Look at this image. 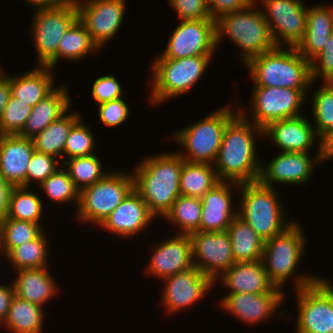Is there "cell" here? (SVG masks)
Here are the masks:
<instances>
[{"instance_id": "obj_10", "label": "cell", "mask_w": 333, "mask_h": 333, "mask_svg": "<svg viewBox=\"0 0 333 333\" xmlns=\"http://www.w3.org/2000/svg\"><path fill=\"white\" fill-rule=\"evenodd\" d=\"M31 35L36 49L37 65L52 69L57 66L59 40L79 19L75 0H65L51 10L33 12Z\"/></svg>"}, {"instance_id": "obj_49", "label": "cell", "mask_w": 333, "mask_h": 333, "mask_svg": "<svg viewBox=\"0 0 333 333\" xmlns=\"http://www.w3.org/2000/svg\"><path fill=\"white\" fill-rule=\"evenodd\" d=\"M254 0H206L211 18L215 21L220 16L246 9Z\"/></svg>"}, {"instance_id": "obj_7", "label": "cell", "mask_w": 333, "mask_h": 333, "mask_svg": "<svg viewBox=\"0 0 333 333\" xmlns=\"http://www.w3.org/2000/svg\"><path fill=\"white\" fill-rule=\"evenodd\" d=\"M213 56H191L180 59L154 58L149 80V102L154 106L186 94L207 71ZM163 102V103H162Z\"/></svg>"}, {"instance_id": "obj_36", "label": "cell", "mask_w": 333, "mask_h": 333, "mask_svg": "<svg viewBox=\"0 0 333 333\" xmlns=\"http://www.w3.org/2000/svg\"><path fill=\"white\" fill-rule=\"evenodd\" d=\"M201 213V198L180 195L163 219L170 222L174 229L177 227L178 234L190 235L200 231Z\"/></svg>"}, {"instance_id": "obj_20", "label": "cell", "mask_w": 333, "mask_h": 333, "mask_svg": "<svg viewBox=\"0 0 333 333\" xmlns=\"http://www.w3.org/2000/svg\"><path fill=\"white\" fill-rule=\"evenodd\" d=\"M161 242L154 246L144 269L148 275L163 280L193 267L190 235L176 232L174 236Z\"/></svg>"}, {"instance_id": "obj_33", "label": "cell", "mask_w": 333, "mask_h": 333, "mask_svg": "<svg viewBox=\"0 0 333 333\" xmlns=\"http://www.w3.org/2000/svg\"><path fill=\"white\" fill-rule=\"evenodd\" d=\"M220 182L213 164L184 161L180 175V194L202 198Z\"/></svg>"}, {"instance_id": "obj_35", "label": "cell", "mask_w": 333, "mask_h": 333, "mask_svg": "<svg viewBox=\"0 0 333 333\" xmlns=\"http://www.w3.org/2000/svg\"><path fill=\"white\" fill-rule=\"evenodd\" d=\"M47 234L43 231L36 239L13 247L4 257L15 271L48 267L49 248Z\"/></svg>"}, {"instance_id": "obj_41", "label": "cell", "mask_w": 333, "mask_h": 333, "mask_svg": "<svg viewBox=\"0 0 333 333\" xmlns=\"http://www.w3.org/2000/svg\"><path fill=\"white\" fill-rule=\"evenodd\" d=\"M39 186L49 200L56 203V205L58 203L61 205L62 203H70L74 204L76 208L78 207L80 191L75 187L74 182L71 180L67 170L63 166Z\"/></svg>"}, {"instance_id": "obj_52", "label": "cell", "mask_w": 333, "mask_h": 333, "mask_svg": "<svg viewBox=\"0 0 333 333\" xmlns=\"http://www.w3.org/2000/svg\"><path fill=\"white\" fill-rule=\"evenodd\" d=\"M319 155L321 163L329 159L333 160V129H330L320 138Z\"/></svg>"}, {"instance_id": "obj_6", "label": "cell", "mask_w": 333, "mask_h": 333, "mask_svg": "<svg viewBox=\"0 0 333 333\" xmlns=\"http://www.w3.org/2000/svg\"><path fill=\"white\" fill-rule=\"evenodd\" d=\"M277 190L259 181L239 184L238 217L265 241L283 233L295 222L286 220L283 197Z\"/></svg>"}, {"instance_id": "obj_8", "label": "cell", "mask_w": 333, "mask_h": 333, "mask_svg": "<svg viewBox=\"0 0 333 333\" xmlns=\"http://www.w3.org/2000/svg\"><path fill=\"white\" fill-rule=\"evenodd\" d=\"M211 113L200 121L198 120L173 133L174 140L172 141H176L183 148L182 151L179 150L177 153L185 161L214 164L222 144L226 125L239 112L237 104L236 106H229L228 104L223 107L220 106Z\"/></svg>"}, {"instance_id": "obj_21", "label": "cell", "mask_w": 333, "mask_h": 333, "mask_svg": "<svg viewBox=\"0 0 333 333\" xmlns=\"http://www.w3.org/2000/svg\"><path fill=\"white\" fill-rule=\"evenodd\" d=\"M312 123L304 114L275 121L263 129V138L273 141L280 152L309 153L314 144L320 150V138Z\"/></svg>"}, {"instance_id": "obj_15", "label": "cell", "mask_w": 333, "mask_h": 333, "mask_svg": "<svg viewBox=\"0 0 333 333\" xmlns=\"http://www.w3.org/2000/svg\"><path fill=\"white\" fill-rule=\"evenodd\" d=\"M285 295V291L276 286L271 291L261 294L226 293L221 297L219 307L232 314L230 316L234 315L240 322L256 326L258 322L260 324L269 321L274 317L273 314H279V318L282 319L283 315H287L285 310L278 311L286 298Z\"/></svg>"}, {"instance_id": "obj_22", "label": "cell", "mask_w": 333, "mask_h": 333, "mask_svg": "<svg viewBox=\"0 0 333 333\" xmlns=\"http://www.w3.org/2000/svg\"><path fill=\"white\" fill-rule=\"evenodd\" d=\"M155 218L142 197L133 189L98 227L123 239L133 238L146 231Z\"/></svg>"}, {"instance_id": "obj_53", "label": "cell", "mask_w": 333, "mask_h": 333, "mask_svg": "<svg viewBox=\"0 0 333 333\" xmlns=\"http://www.w3.org/2000/svg\"><path fill=\"white\" fill-rule=\"evenodd\" d=\"M11 95L10 78L5 71L0 74V118Z\"/></svg>"}, {"instance_id": "obj_27", "label": "cell", "mask_w": 333, "mask_h": 333, "mask_svg": "<svg viewBox=\"0 0 333 333\" xmlns=\"http://www.w3.org/2000/svg\"><path fill=\"white\" fill-rule=\"evenodd\" d=\"M333 33V5L308 7L305 36L297 45L298 52L311 62L323 49Z\"/></svg>"}, {"instance_id": "obj_39", "label": "cell", "mask_w": 333, "mask_h": 333, "mask_svg": "<svg viewBox=\"0 0 333 333\" xmlns=\"http://www.w3.org/2000/svg\"><path fill=\"white\" fill-rule=\"evenodd\" d=\"M41 224L12 218L0 220V252L5 256L13 247L36 239L43 231Z\"/></svg>"}, {"instance_id": "obj_2", "label": "cell", "mask_w": 333, "mask_h": 333, "mask_svg": "<svg viewBox=\"0 0 333 333\" xmlns=\"http://www.w3.org/2000/svg\"><path fill=\"white\" fill-rule=\"evenodd\" d=\"M144 158L132 170L134 190L151 213L162 219L181 195L180 175L185 160L174 150Z\"/></svg>"}, {"instance_id": "obj_11", "label": "cell", "mask_w": 333, "mask_h": 333, "mask_svg": "<svg viewBox=\"0 0 333 333\" xmlns=\"http://www.w3.org/2000/svg\"><path fill=\"white\" fill-rule=\"evenodd\" d=\"M309 90L253 86L251 117L248 118L240 103L238 112L263 130L272 122L302 115L301 108L306 103Z\"/></svg>"}, {"instance_id": "obj_19", "label": "cell", "mask_w": 333, "mask_h": 333, "mask_svg": "<svg viewBox=\"0 0 333 333\" xmlns=\"http://www.w3.org/2000/svg\"><path fill=\"white\" fill-rule=\"evenodd\" d=\"M164 282V289L161 295V304L164 305L166 313L176 312L191 308L195 303L204 299L205 295L211 292L214 282L202 273L196 266L185 271L167 277ZM190 306V307H189Z\"/></svg>"}, {"instance_id": "obj_28", "label": "cell", "mask_w": 333, "mask_h": 333, "mask_svg": "<svg viewBox=\"0 0 333 333\" xmlns=\"http://www.w3.org/2000/svg\"><path fill=\"white\" fill-rule=\"evenodd\" d=\"M53 72L50 67L37 65L22 75H7L11 95L34 107L58 86Z\"/></svg>"}, {"instance_id": "obj_1", "label": "cell", "mask_w": 333, "mask_h": 333, "mask_svg": "<svg viewBox=\"0 0 333 333\" xmlns=\"http://www.w3.org/2000/svg\"><path fill=\"white\" fill-rule=\"evenodd\" d=\"M263 130L238 113L223 133L214 168L220 181L248 183L258 181L261 159L258 158L257 136Z\"/></svg>"}, {"instance_id": "obj_16", "label": "cell", "mask_w": 333, "mask_h": 333, "mask_svg": "<svg viewBox=\"0 0 333 333\" xmlns=\"http://www.w3.org/2000/svg\"><path fill=\"white\" fill-rule=\"evenodd\" d=\"M193 266L215 282L236 261L227 231L190 234Z\"/></svg>"}, {"instance_id": "obj_13", "label": "cell", "mask_w": 333, "mask_h": 333, "mask_svg": "<svg viewBox=\"0 0 333 333\" xmlns=\"http://www.w3.org/2000/svg\"><path fill=\"white\" fill-rule=\"evenodd\" d=\"M258 2L257 0H254ZM277 47H297L305 36L308 7L302 0H259Z\"/></svg>"}, {"instance_id": "obj_31", "label": "cell", "mask_w": 333, "mask_h": 333, "mask_svg": "<svg viewBox=\"0 0 333 333\" xmlns=\"http://www.w3.org/2000/svg\"><path fill=\"white\" fill-rule=\"evenodd\" d=\"M226 231L236 262L262 260L265 240L240 217H235Z\"/></svg>"}, {"instance_id": "obj_40", "label": "cell", "mask_w": 333, "mask_h": 333, "mask_svg": "<svg viewBox=\"0 0 333 333\" xmlns=\"http://www.w3.org/2000/svg\"><path fill=\"white\" fill-rule=\"evenodd\" d=\"M311 93L313 127L319 138L333 129V82H323Z\"/></svg>"}, {"instance_id": "obj_38", "label": "cell", "mask_w": 333, "mask_h": 333, "mask_svg": "<svg viewBox=\"0 0 333 333\" xmlns=\"http://www.w3.org/2000/svg\"><path fill=\"white\" fill-rule=\"evenodd\" d=\"M99 157L95 153L90 156L70 158L62 164L79 191L96 183L110 172L104 170Z\"/></svg>"}, {"instance_id": "obj_4", "label": "cell", "mask_w": 333, "mask_h": 333, "mask_svg": "<svg viewBox=\"0 0 333 333\" xmlns=\"http://www.w3.org/2000/svg\"><path fill=\"white\" fill-rule=\"evenodd\" d=\"M253 2L246 9L225 14L215 20L216 47L229 38L240 48V61L245 66L252 58L273 51L275 45L268 22Z\"/></svg>"}, {"instance_id": "obj_5", "label": "cell", "mask_w": 333, "mask_h": 333, "mask_svg": "<svg viewBox=\"0 0 333 333\" xmlns=\"http://www.w3.org/2000/svg\"><path fill=\"white\" fill-rule=\"evenodd\" d=\"M254 86L310 89V62L296 47H276L252 58L246 65Z\"/></svg>"}, {"instance_id": "obj_32", "label": "cell", "mask_w": 333, "mask_h": 333, "mask_svg": "<svg viewBox=\"0 0 333 333\" xmlns=\"http://www.w3.org/2000/svg\"><path fill=\"white\" fill-rule=\"evenodd\" d=\"M44 307L15 295L4 322L0 325L9 333H42L46 317Z\"/></svg>"}, {"instance_id": "obj_3", "label": "cell", "mask_w": 333, "mask_h": 333, "mask_svg": "<svg viewBox=\"0 0 333 333\" xmlns=\"http://www.w3.org/2000/svg\"><path fill=\"white\" fill-rule=\"evenodd\" d=\"M303 231L300 224L295 221L283 233L265 241L262 263L269 280L282 290L287 281L293 277H296L292 280L295 285L294 290L310 286L320 278L311 273L294 274L305 254L307 239Z\"/></svg>"}, {"instance_id": "obj_37", "label": "cell", "mask_w": 333, "mask_h": 333, "mask_svg": "<svg viewBox=\"0 0 333 333\" xmlns=\"http://www.w3.org/2000/svg\"><path fill=\"white\" fill-rule=\"evenodd\" d=\"M44 202L30 187H14L10 197L9 213L5 218L42 224Z\"/></svg>"}, {"instance_id": "obj_51", "label": "cell", "mask_w": 333, "mask_h": 333, "mask_svg": "<svg viewBox=\"0 0 333 333\" xmlns=\"http://www.w3.org/2000/svg\"><path fill=\"white\" fill-rule=\"evenodd\" d=\"M13 189L14 186L9 184L0 174V220L8 216Z\"/></svg>"}, {"instance_id": "obj_44", "label": "cell", "mask_w": 333, "mask_h": 333, "mask_svg": "<svg viewBox=\"0 0 333 333\" xmlns=\"http://www.w3.org/2000/svg\"><path fill=\"white\" fill-rule=\"evenodd\" d=\"M58 160L54 156L34 151L27 168L26 187H30L35 181L38 185L43 183L62 166Z\"/></svg>"}, {"instance_id": "obj_48", "label": "cell", "mask_w": 333, "mask_h": 333, "mask_svg": "<svg viewBox=\"0 0 333 333\" xmlns=\"http://www.w3.org/2000/svg\"><path fill=\"white\" fill-rule=\"evenodd\" d=\"M169 6L181 21L212 19L206 0H169Z\"/></svg>"}, {"instance_id": "obj_12", "label": "cell", "mask_w": 333, "mask_h": 333, "mask_svg": "<svg viewBox=\"0 0 333 333\" xmlns=\"http://www.w3.org/2000/svg\"><path fill=\"white\" fill-rule=\"evenodd\" d=\"M296 333H332L333 285L320 277L314 284L295 290Z\"/></svg>"}, {"instance_id": "obj_25", "label": "cell", "mask_w": 333, "mask_h": 333, "mask_svg": "<svg viewBox=\"0 0 333 333\" xmlns=\"http://www.w3.org/2000/svg\"><path fill=\"white\" fill-rule=\"evenodd\" d=\"M217 282L224 289L227 288V293L261 294L275 287L268 278L262 260L235 262L214 284Z\"/></svg>"}, {"instance_id": "obj_29", "label": "cell", "mask_w": 333, "mask_h": 333, "mask_svg": "<svg viewBox=\"0 0 333 333\" xmlns=\"http://www.w3.org/2000/svg\"><path fill=\"white\" fill-rule=\"evenodd\" d=\"M49 267L21 269L16 272L12 282L15 295L20 299L44 307L58 292L55 279L48 270Z\"/></svg>"}, {"instance_id": "obj_42", "label": "cell", "mask_w": 333, "mask_h": 333, "mask_svg": "<svg viewBox=\"0 0 333 333\" xmlns=\"http://www.w3.org/2000/svg\"><path fill=\"white\" fill-rule=\"evenodd\" d=\"M81 117L71 128L65 143L63 162L70 158L90 156L96 148L95 135Z\"/></svg>"}, {"instance_id": "obj_23", "label": "cell", "mask_w": 333, "mask_h": 333, "mask_svg": "<svg viewBox=\"0 0 333 333\" xmlns=\"http://www.w3.org/2000/svg\"><path fill=\"white\" fill-rule=\"evenodd\" d=\"M231 188L239 190V183L220 181L201 198L200 231H226L231 221L238 216V209H234L235 204L232 203L234 200Z\"/></svg>"}, {"instance_id": "obj_46", "label": "cell", "mask_w": 333, "mask_h": 333, "mask_svg": "<svg viewBox=\"0 0 333 333\" xmlns=\"http://www.w3.org/2000/svg\"><path fill=\"white\" fill-rule=\"evenodd\" d=\"M92 98L96 104H102L111 100L123 97V89L121 83L116 79L115 75H103L97 77L92 84Z\"/></svg>"}, {"instance_id": "obj_54", "label": "cell", "mask_w": 333, "mask_h": 333, "mask_svg": "<svg viewBox=\"0 0 333 333\" xmlns=\"http://www.w3.org/2000/svg\"><path fill=\"white\" fill-rule=\"evenodd\" d=\"M29 6H32L34 12L41 10H51L60 5L65 0H24Z\"/></svg>"}, {"instance_id": "obj_30", "label": "cell", "mask_w": 333, "mask_h": 333, "mask_svg": "<svg viewBox=\"0 0 333 333\" xmlns=\"http://www.w3.org/2000/svg\"><path fill=\"white\" fill-rule=\"evenodd\" d=\"M82 117L79 111L67 112L33 138L36 152L48 154L63 161L65 143L72 126Z\"/></svg>"}, {"instance_id": "obj_9", "label": "cell", "mask_w": 333, "mask_h": 333, "mask_svg": "<svg viewBox=\"0 0 333 333\" xmlns=\"http://www.w3.org/2000/svg\"><path fill=\"white\" fill-rule=\"evenodd\" d=\"M133 189L132 173L110 170L102 179L80 191L77 221L98 227Z\"/></svg>"}, {"instance_id": "obj_17", "label": "cell", "mask_w": 333, "mask_h": 333, "mask_svg": "<svg viewBox=\"0 0 333 333\" xmlns=\"http://www.w3.org/2000/svg\"><path fill=\"white\" fill-rule=\"evenodd\" d=\"M79 20L85 25L92 40L102 50L118 33L126 8L125 0H75Z\"/></svg>"}, {"instance_id": "obj_34", "label": "cell", "mask_w": 333, "mask_h": 333, "mask_svg": "<svg viewBox=\"0 0 333 333\" xmlns=\"http://www.w3.org/2000/svg\"><path fill=\"white\" fill-rule=\"evenodd\" d=\"M98 45L92 40L85 25L78 19L61 37L57 49V64L59 60L81 61L92 52H100Z\"/></svg>"}, {"instance_id": "obj_26", "label": "cell", "mask_w": 333, "mask_h": 333, "mask_svg": "<svg viewBox=\"0 0 333 333\" xmlns=\"http://www.w3.org/2000/svg\"><path fill=\"white\" fill-rule=\"evenodd\" d=\"M67 86L66 83L59 84L50 94L32 107V112L19 136L33 138L52 122L70 111L73 102H71L72 98Z\"/></svg>"}, {"instance_id": "obj_45", "label": "cell", "mask_w": 333, "mask_h": 333, "mask_svg": "<svg viewBox=\"0 0 333 333\" xmlns=\"http://www.w3.org/2000/svg\"><path fill=\"white\" fill-rule=\"evenodd\" d=\"M312 82H333V33L322 51L310 62Z\"/></svg>"}, {"instance_id": "obj_55", "label": "cell", "mask_w": 333, "mask_h": 333, "mask_svg": "<svg viewBox=\"0 0 333 333\" xmlns=\"http://www.w3.org/2000/svg\"><path fill=\"white\" fill-rule=\"evenodd\" d=\"M332 333H333V311H332Z\"/></svg>"}, {"instance_id": "obj_14", "label": "cell", "mask_w": 333, "mask_h": 333, "mask_svg": "<svg viewBox=\"0 0 333 333\" xmlns=\"http://www.w3.org/2000/svg\"><path fill=\"white\" fill-rule=\"evenodd\" d=\"M216 31L213 19L183 20L171 33L167 46L155 58L180 59L215 56Z\"/></svg>"}, {"instance_id": "obj_24", "label": "cell", "mask_w": 333, "mask_h": 333, "mask_svg": "<svg viewBox=\"0 0 333 333\" xmlns=\"http://www.w3.org/2000/svg\"><path fill=\"white\" fill-rule=\"evenodd\" d=\"M32 138L0 135V174L14 187H26V174L34 153Z\"/></svg>"}, {"instance_id": "obj_18", "label": "cell", "mask_w": 333, "mask_h": 333, "mask_svg": "<svg viewBox=\"0 0 333 333\" xmlns=\"http://www.w3.org/2000/svg\"><path fill=\"white\" fill-rule=\"evenodd\" d=\"M320 150L316 155L310 156L306 152H280L270 162H261L258 181L269 187L275 188V184L307 185L312 180L314 166L319 163ZM264 164V165H263Z\"/></svg>"}, {"instance_id": "obj_50", "label": "cell", "mask_w": 333, "mask_h": 333, "mask_svg": "<svg viewBox=\"0 0 333 333\" xmlns=\"http://www.w3.org/2000/svg\"><path fill=\"white\" fill-rule=\"evenodd\" d=\"M15 297L13 282L10 284H0V325L6 319L10 305Z\"/></svg>"}, {"instance_id": "obj_47", "label": "cell", "mask_w": 333, "mask_h": 333, "mask_svg": "<svg viewBox=\"0 0 333 333\" xmlns=\"http://www.w3.org/2000/svg\"><path fill=\"white\" fill-rule=\"evenodd\" d=\"M98 118L104 126L115 127L123 124L129 117V105L122 98L111 100L99 105Z\"/></svg>"}, {"instance_id": "obj_43", "label": "cell", "mask_w": 333, "mask_h": 333, "mask_svg": "<svg viewBox=\"0 0 333 333\" xmlns=\"http://www.w3.org/2000/svg\"><path fill=\"white\" fill-rule=\"evenodd\" d=\"M31 112V106L10 95L0 118V135H19Z\"/></svg>"}, {"instance_id": "obj_56", "label": "cell", "mask_w": 333, "mask_h": 333, "mask_svg": "<svg viewBox=\"0 0 333 333\" xmlns=\"http://www.w3.org/2000/svg\"><path fill=\"white\" fill-rule=\"evenodd\" d=\"M4 71V69H2V67L0 66V74Z\"/></svg>"}]
</instances>
